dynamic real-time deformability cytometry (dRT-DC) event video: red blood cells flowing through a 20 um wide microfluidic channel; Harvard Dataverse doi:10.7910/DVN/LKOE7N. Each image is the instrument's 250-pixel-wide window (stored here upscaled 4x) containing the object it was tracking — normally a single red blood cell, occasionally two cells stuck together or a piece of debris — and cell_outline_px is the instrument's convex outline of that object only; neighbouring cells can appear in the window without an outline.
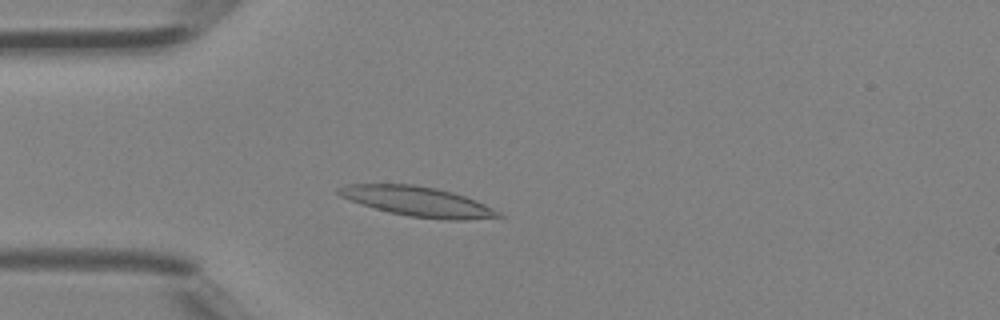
{"species": "Egyptian fruit bat (a non-hibernating species)", "species_latin": "Rousettus aegyptiacus", "temperature_condition": "room temperature", "stored_images_in_passage": 34, "camera_frame_rate_fps": 3000, "um_per_image_px": 0.085, "animal": {"sex": "female"}, "frame": {"image": 1, "passage_image": 7, "time_ms": 2.0, "image_size_px": [1000, 320], "cell_outline_px": [[504, 216], [468, 220], [444, 220], [408, 216], [388, 212], [340, 196], [336, 192], [336, 188], [348, 184], [412, 184], [436, 188], [452, 192], [476, 200], [500, 212]], "centroid_in_image_um": [35.52, 17.13], "position_along_channel_um": 49.5, "area_um2": 27.51}}
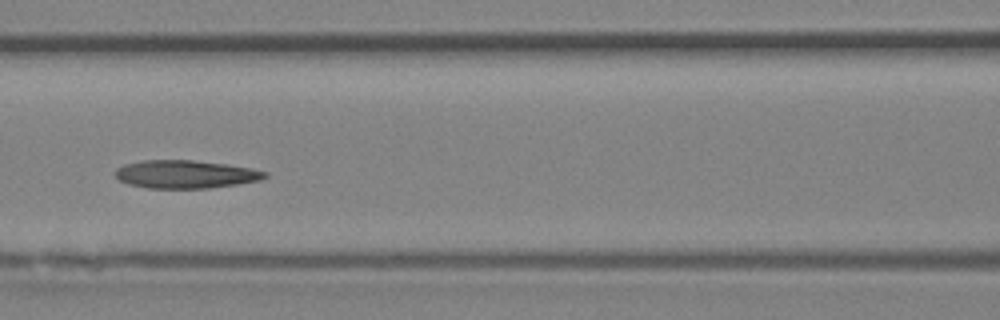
{"frame": {"image": 2, "passage_image": 14, "time_ms": 4.333, "image_size_px": [1000, 320], "cell_outline_px": [[268, 176], [260, 180], [236, 184], [208, 188], [148, 188], [128, 184], [120, 180], [116, 176], [116, 168], [124, 164], [144, 160], [192, 160], [228, 164], [252, 168], [268, 172]], "centroid_in_image_um": [15.78, 14.8], "position_along_channel_um": 150.8, "area_um2": 24.45}}
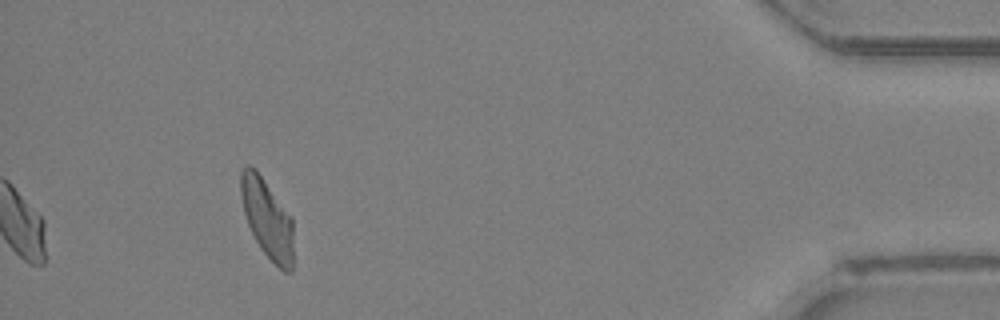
{"frame": {"image": 3, "passage_image": 34, "time_ms": 11.0, "image_size_px": [1000, 320], "cell_outline_px": [[292, 272], [284, 272], [260, 248], [248, 224], [244, 212], [240, 196], [240, 172], [244, 164], [248, 164], [256, 168], [292, 216]], "centroid_in_image_um": [22.69, 18.5], "position_along_channel_um": 412.5, "area_um2": 24.33}}